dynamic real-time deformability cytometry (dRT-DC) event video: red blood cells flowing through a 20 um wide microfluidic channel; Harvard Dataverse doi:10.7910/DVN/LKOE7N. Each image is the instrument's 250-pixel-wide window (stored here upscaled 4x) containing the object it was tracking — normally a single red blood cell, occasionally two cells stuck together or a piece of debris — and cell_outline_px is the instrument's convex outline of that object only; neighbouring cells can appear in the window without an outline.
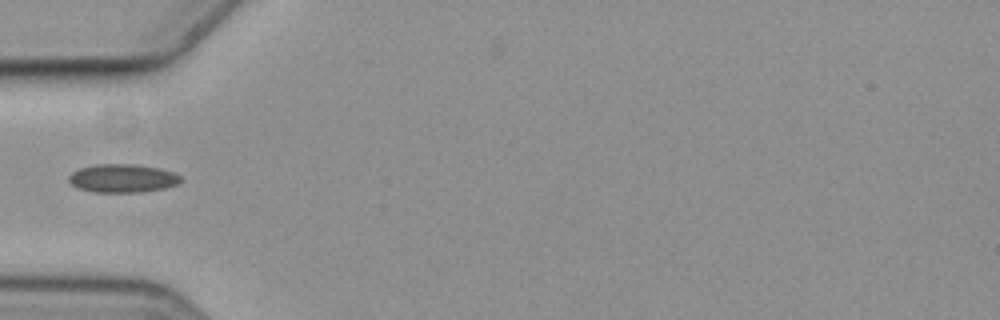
{"species": "common noctule bat (a hibernating species)", "species_latin": "Nyctalus noctula", "temperature_condition": "cold", "stored_images_in_passage": 13, "camera_frame_rate_fps": 3000, "um_per_image_px": 0.085, "animal": {"sex": "female", "body_mass_g": 19.3, "forearm_length_mm": 54.1}, "frame": {"image": 1, "passage_image": 1, "time_ms": 0.0, "image_size_px": [1000, 320], "cell_outline_px": [[184, 180], [176, 184], [164, 188], [140, 192], [96, 192], [76, 188], [68, 180], [68, 176], [72, 172], [80, 168], [96, 164], [132, 164], [160, 168], [172, 172], [180, 176]], "centroid_in_image_um": [10.4, 15.15], "position_along_channel_um": 74.6, "area_um2": 18.5}}
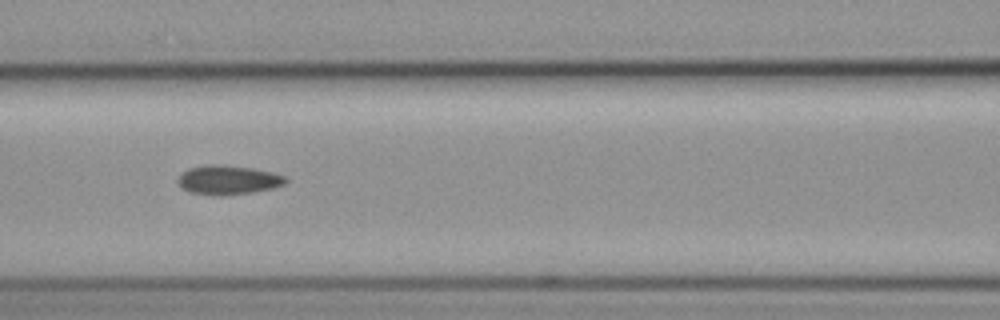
{"frame": {"image": 2, "passage_image": 7, "time_ms": 2.0, "image_size_px": [1000, 320], "cell_outline_px": [[288, 180], [284, 184], [272, 188], [248, 192], [220, 196], [212, 196], [188, 192], [180, 188], [176, 180], [180, 172], [188, 168], [208, 164], [220, 164], [252, 168], [272, 172], [284, 176]], "centroid_in_image_um": [19.29, 15.29], "position_along_channel_um": 147.3, "area_um2": 18.55}}
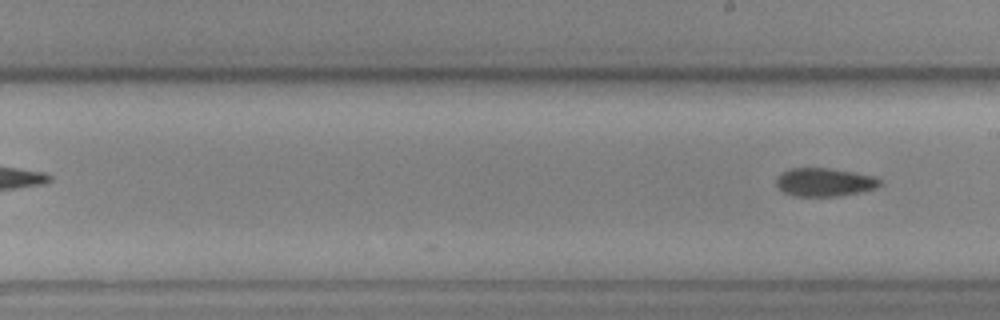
{"frame": {"image": 3, "passage_image": 13, "time_ms": 4.0, "image_size_px": [1000, 320], "cell_outline_px": [[884, 184], [876, 188], [860, 192], [840, 196], [792, 196], [784, 192], [776, 184], [776, 180], [788, 168], [828, 168], [852, 172], [872, 176], [880, 180]], "centroid_in_image_um": [70.1, 15.49], "position_along_channel_um": 218.9, "area_um2": 16.99}}